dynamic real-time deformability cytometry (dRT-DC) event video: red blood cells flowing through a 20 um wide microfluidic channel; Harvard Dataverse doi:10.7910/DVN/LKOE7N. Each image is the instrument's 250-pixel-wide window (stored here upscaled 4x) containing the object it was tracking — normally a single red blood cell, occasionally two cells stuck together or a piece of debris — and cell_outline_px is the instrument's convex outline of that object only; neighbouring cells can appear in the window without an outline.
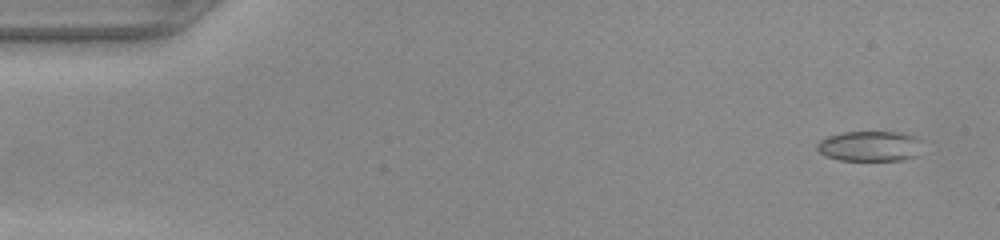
{"species": "common noctule bat (a hibernating species)", "species_latin": "Nyctalus noctula", "temperature_condition": "warm", "stored_images_in_passage": 50, "camera_frame_rate_fps": 3000, "um_per_image_px": 0.085, "animal": {"sex": "female", "body_mass_g": 22.0, "forearm_length_mm": 56.7}, "frame": {"image": 1, "passage_image": 3, "time_ms": 0.667, "image_size_px": [1000, 240], "cell_outline_px": [[916, 156], [900, 160], [840, 160], [828, 156], [820, 152], [816, 148], [816, 144], [820, 140], [828, 136], [844, 132], [900, 132], [912, 136], [916, 140]], "centroid_in_image_um": [73.82, 12.42], "position_along_channel_um": 11.2, "area_um2": 17.98}}
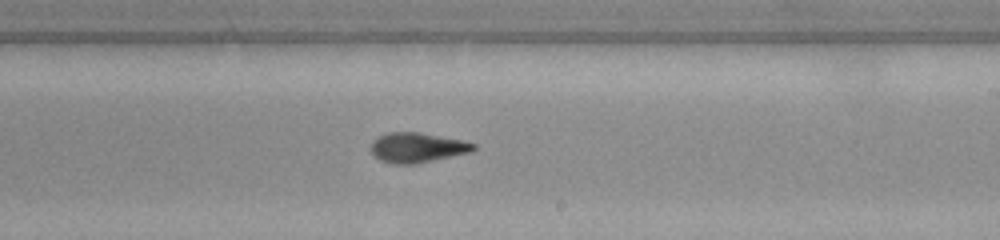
{"frame": {"image": 2, "passage_image": 30, "time_ms": 9.667, "image_size_px": [1000, 240], "cell_outline_px": [[476, 148], [472, 152], [416, 164], [392, 164], [380, 160], [372, 152], [372, 140], [388, 132], [420, 132], [464, 140], [476, 144]], "centroid_in_image_um": [35.51, 12.54], "position_along_channel_um": 253.5, "area_um2": 17.98}}
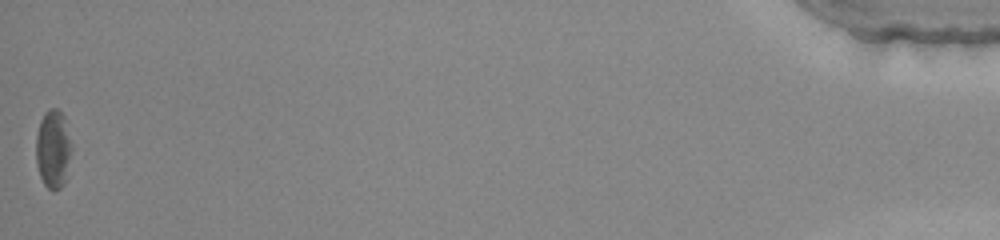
{"frame": {"image": 3, "passage_image": 50, "time_ms": 16.333, "image_size_px": [1000, 240], "cell_outline_px": [[68, 156], [64, 184], [60, 188], [48, 188], [44, 184], [40, 176], [36, 164], [36, 136], [40, 120], [52, 108], [56, 108], [64, 116], [68, 140]], "centroid_in_image_um": [4.44, 12.68], "position_along_channel_um": 430.8, "area_um2": 15.2}}